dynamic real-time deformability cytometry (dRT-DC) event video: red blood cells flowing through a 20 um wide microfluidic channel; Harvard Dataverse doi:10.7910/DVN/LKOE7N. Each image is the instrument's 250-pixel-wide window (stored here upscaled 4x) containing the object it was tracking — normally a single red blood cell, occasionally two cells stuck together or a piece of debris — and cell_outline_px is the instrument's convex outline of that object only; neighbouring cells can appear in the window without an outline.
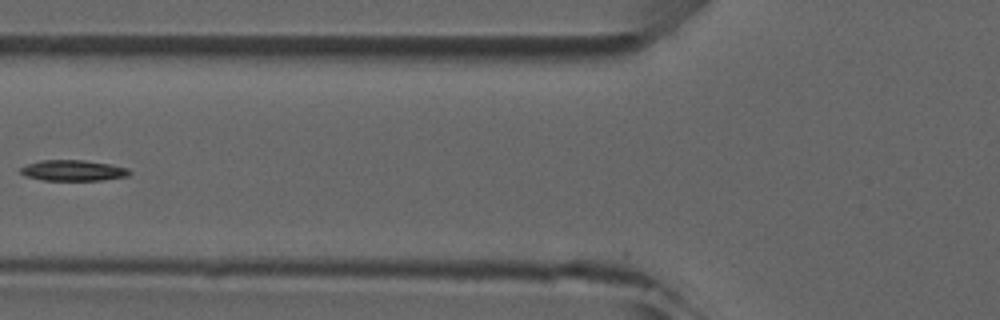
{"species": "common noctule bat (a hibernating species)", "species_latin": "Nyctalus noctula", "temperature_condition": "room temperature", "stored_images_in_passage": 6, "camera_frame_rate_fps": 3000, "um_per_image_px": 0.085, "animal": {"sex": "male", "forearm_length_mm": 52.5}, "frame": {"image": 1, "passage_image": 5, "time_ms": 4.667, "image_size_px": [1000, 320], "cell_outline_px": [[132, 172], [128, 176], [100, 180], [44, 180], [24, 176], [20, 172], [20, 168], [28, 164], [40, 160], [84, 160], [108, 164], [128, 168]], "centroid_in_image_um": [6.2, 14.49], "position_along_channel_um": 119.6, "area_um2": 13.12}}
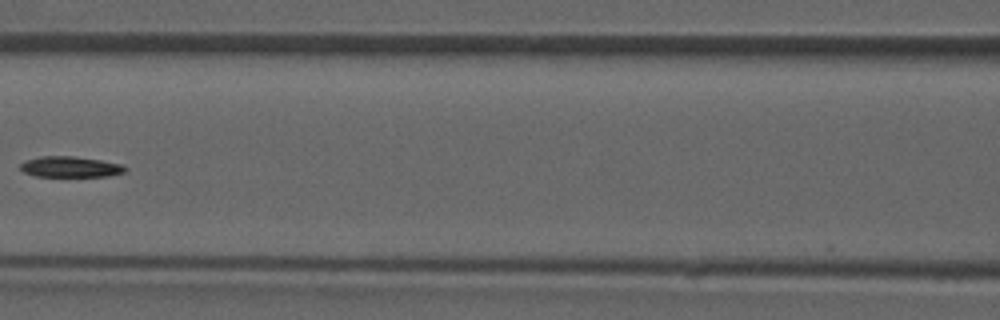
{"frame": {"image": 2, "passage_image": 6, "time_ms": 5.667, "image_size_px": [1000, 320], "cell_outline_px": [[128, 168], [124, 172], [108, 176], [36, 176], [24, 172], [20, 168], [20, 164], [28, 160], [40, 156], [72, 156], [100, 160], [124, 164]], "centroid_in_image_um": [6.02, 14.18], "position_along_channel_um": 160.6, "area_um2": 12.6}}